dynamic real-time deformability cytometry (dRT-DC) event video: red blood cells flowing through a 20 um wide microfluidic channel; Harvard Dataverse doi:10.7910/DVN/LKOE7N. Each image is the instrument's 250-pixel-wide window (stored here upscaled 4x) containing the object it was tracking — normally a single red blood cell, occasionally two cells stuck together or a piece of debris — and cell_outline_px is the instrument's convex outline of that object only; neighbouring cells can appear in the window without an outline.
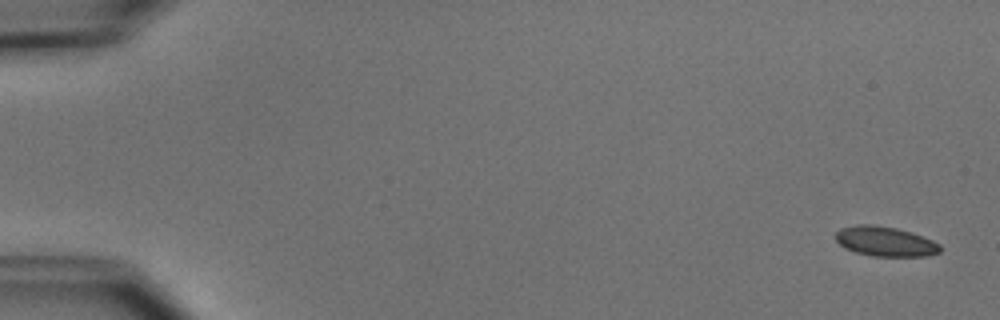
{"species": "common noctule bat (a hibernating species)", "species_latin": "Nyctalus noctula", "temperature_condition": "cold", "stored_images_in_passage": 5, "camera_frame_rate_fps": 3000, "um_per_image_px": 0.085, "animal": {"sex": "male", "body_mass_g": 15.6}, "frame": {"image": 1, "passage_image": 1, "time_ms": 0.0, "image_size_px": [1000, 320], "cell_outline_px": [[940, 252], [928, 256], [872, 256], [856, 252], [844, 248], [836, 240], [836, 232], [840, 228], [860, 224], [872, 224], [896, 228], [912, 232], [932, 240], [940, 244]], "centroid_in_image_um": [75.24, 20.52], "position_along_channel_um": 9.8, "area_um2": 18.15}}
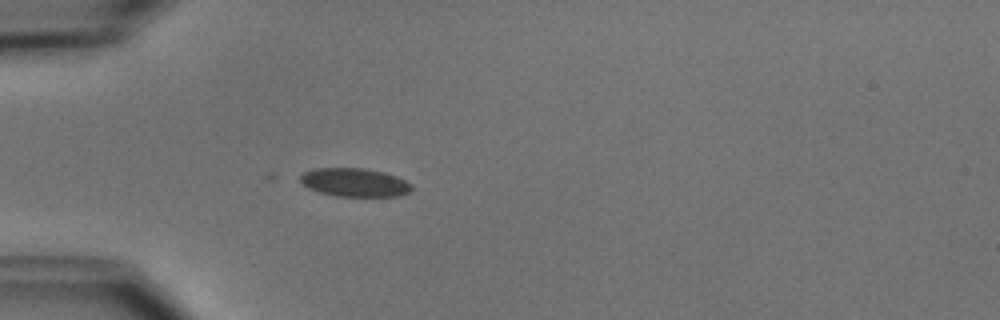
{"frame": {"image": 2, "passage_image": 5, "time_ms": 4.667, "image_size_px": [1000, 320], "cell_outline_px": [[412, 188], [408, 192], [400, 196], [336, 196], [320, 192], [308, 188], [300, 180], [300, 176], [304, 172], [312, 168], [364, 168], [384, 172], [396, 176], [412, 184]], "centroid_in_image_um": [30.14, 15.5], "position_along_channel_um": 54.9, "area_um2": 18.44}}